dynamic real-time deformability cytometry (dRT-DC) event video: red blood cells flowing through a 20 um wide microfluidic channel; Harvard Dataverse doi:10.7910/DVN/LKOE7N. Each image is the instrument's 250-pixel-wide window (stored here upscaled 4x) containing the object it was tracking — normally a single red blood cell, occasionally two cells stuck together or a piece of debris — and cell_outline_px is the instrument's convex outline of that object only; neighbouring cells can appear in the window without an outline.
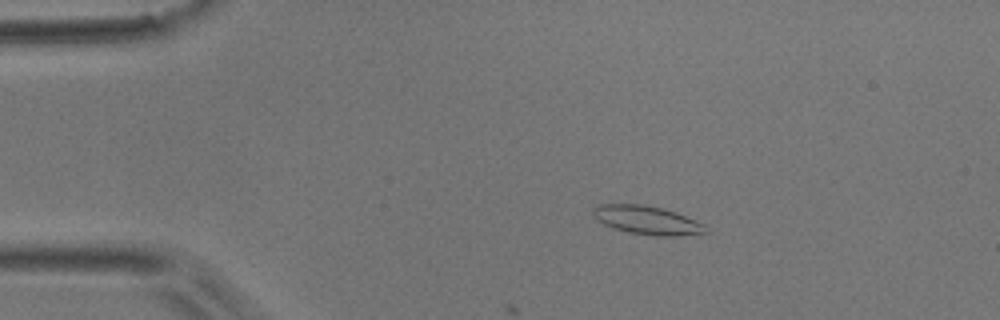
{"species": "common noctule bat (a hibernating species)", "species_latin": "Nyctalus noctula", "temperature_condition": "room temperature", "stored_images_in_passage": 15, "camera_frame_rate_fps": 3000, "um_per_image_px": 0.085, "animal": {"sex": "male", "body_mass_g": 17.9}, "frame": {"image": 1, "passage_image": 9, "time_ms": 2.667, "image_size_px": [1000, 320], "cell_outline_px": [[708, 232], [680, 236], [656, 236], [628, 232], [612, 228], [596, 220], [592, 212], [592, 208], [600, 204], [644, 204], [664, 208], [676, 212], [704, 224]], "centroid_in_image_um": [54.98, 18.71], "position_along_channel_um": 30.0, "area_um2": 18.9}}